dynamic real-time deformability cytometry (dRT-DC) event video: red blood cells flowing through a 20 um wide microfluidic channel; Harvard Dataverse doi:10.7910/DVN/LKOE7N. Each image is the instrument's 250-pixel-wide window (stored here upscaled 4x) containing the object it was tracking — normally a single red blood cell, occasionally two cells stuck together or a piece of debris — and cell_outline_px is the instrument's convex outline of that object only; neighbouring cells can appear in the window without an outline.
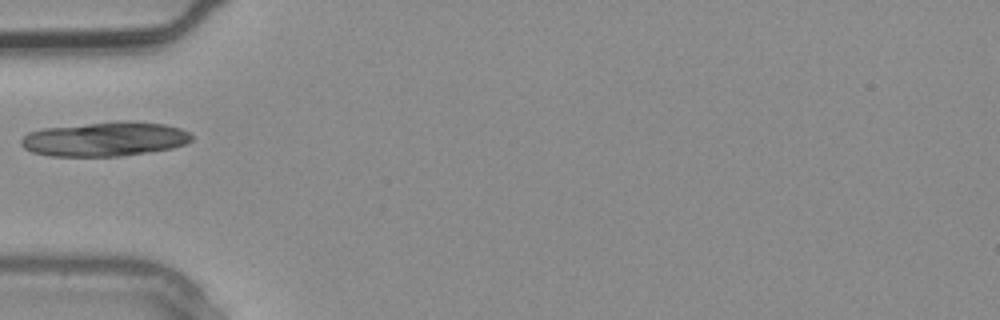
{"species": "common noctule bat (a hibernating species)", "species_latin": "Nyctalus noctula", "temperature_condition": "warm", "stored_images_in_passage": 1, "camera_frame_rate_fps": 3000, "um_per_image_px": 0.085, "animal": {"sex": "male", "body_mass_g": 20.4}, "frame": {"image": 1, "passage_image": 1, "time_ms": 0.0, "image_size_px": [1000, 320], "cell_outline_px": [[192, 140], [184, 144], [172, 148], [120, 156], [48, 156], [32, 152], [24, 148], [20, 144], [20, 140], [28, 132], [44, 128], [116, 120], [132, 120], [164, 124], [180, 128], [188, 132], [192, 136]], "centroid_in_image_um": [8.9, 11.8], "position_along_channel_um": 76.1, "area_um2": 34.39}}